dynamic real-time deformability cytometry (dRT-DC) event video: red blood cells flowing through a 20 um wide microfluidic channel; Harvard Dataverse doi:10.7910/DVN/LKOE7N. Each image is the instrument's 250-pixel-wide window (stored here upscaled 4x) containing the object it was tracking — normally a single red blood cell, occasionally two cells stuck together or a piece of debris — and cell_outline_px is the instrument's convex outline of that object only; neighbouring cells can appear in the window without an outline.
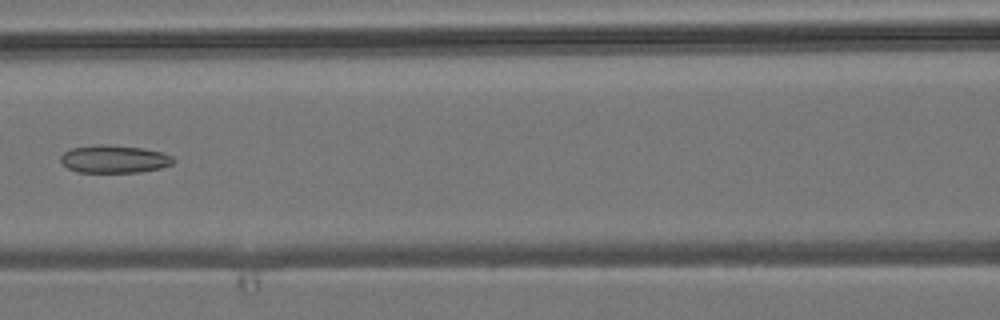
{"species": "common noctule bat (a hibernating species)", "species_latin": "Nyctalus noctula", "temperature_condition": "room temperature", "stored_images_in_passage": 7, "camera_frame_rate_fps": 3000, "um_per_image_px": 0.085, "animal": {"sex": "male", "body_mass_g": 19.2, "forearm_length_mm": 51.8}, "frame": {"image": 1, "passage_image": 7, "time_ms": 7.0, "image_size_px": [1000, 320], "cell_outline_px": [[176, 160], [172, 164], [160, 168], [140, 172], [76, 172], [68, 168], [60, 160], [60, 156], [64, 152], [72, 148], [104, 144], [144, 148], [160, 152], [172, 156]], "centroid_in_image_um": [9.72, 13.52], "position_along_channel_um": 156.9, "area_um2": 18.15}}